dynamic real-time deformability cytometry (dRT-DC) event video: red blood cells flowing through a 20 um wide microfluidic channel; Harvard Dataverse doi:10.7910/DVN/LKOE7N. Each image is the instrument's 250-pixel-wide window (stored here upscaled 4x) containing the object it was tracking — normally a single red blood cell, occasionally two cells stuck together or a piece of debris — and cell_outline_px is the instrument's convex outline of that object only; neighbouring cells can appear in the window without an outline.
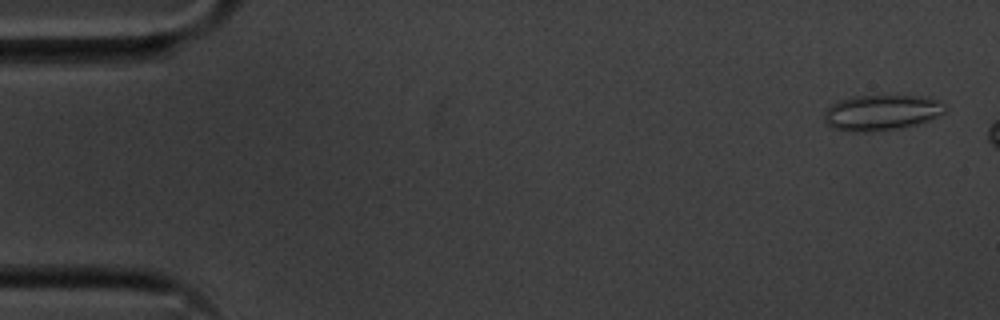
{"species": "common noctule bat (a hibernating species)", "species_latin": "Nyctalus noctula", "temperature_condition": "cold", "stored_images_in_passage": 10, "camera_frame_rate_fps": 3000, "um_per_image_px": 0.085, "animal": {"sex": "male", "body_mass_g": 20.1, "forearm_length_mm": 53.5}, "frame": {"image": 1, "passage_image": 2, "time_ms": 0.333, "image_size_px": [1000, 320], "cell_outline_px": [[944, 112], [928, 120], [904, 128], [872, 132], [852, 132], [832, 128], [824, 120], [824, 112], [832, 104], [840, 100], [852, 96], [920, 96], [936, 100], [944, 104]], "centroid_in_image_um": [74.88, 9.59], "position_along_channel_um": 10.1, "area_um2": 24.97}}